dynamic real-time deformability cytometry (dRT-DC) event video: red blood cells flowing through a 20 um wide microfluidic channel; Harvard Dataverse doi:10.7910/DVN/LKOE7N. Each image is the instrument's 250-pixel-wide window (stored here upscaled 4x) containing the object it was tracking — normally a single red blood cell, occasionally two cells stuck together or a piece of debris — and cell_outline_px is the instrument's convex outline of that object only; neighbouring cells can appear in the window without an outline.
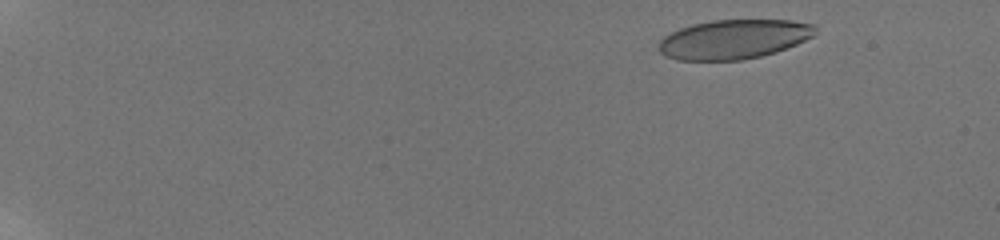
{"species": "human", "species_latin": "Homo sapiens", "temperature_condition": "room temperature", "stored_images_in_passage": 55, "camera_frame_rate_fps": 3000, "um_per_image_px": 0.085, "donor": {"sex": "male"}, "frame": {"image": 1, "passage_image": 5, "time_ms": 1.333, "image_size_px": [1000, 240], "cell_outline_px": [[816, 32], [812, 36], [796, 44], [776, 52], [760, 56], [740, 60], [676, 60], [664, 56], [656, 48], [656, 44], [664, 36], [680, 28], [692, 24], [712, 20], [792, 20], [816, 24]], "centroid_in_image_um": [62.33, 3.33], "position_along_channel_um": 22.7, "area_um2": 36.13}}
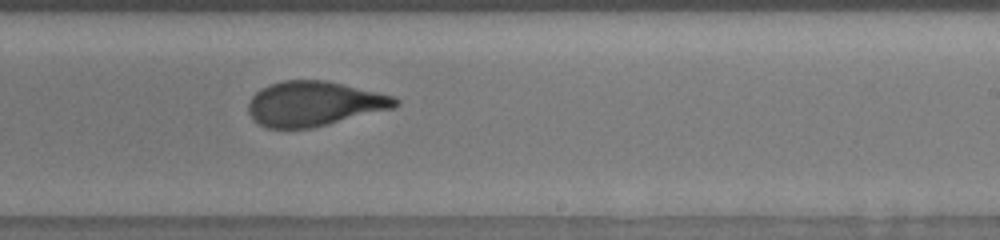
{"frame": {"image": 2, "passage_image": 37, "time_ms": 12.0, "image_size_px": [1000, 240], "cell_outline_px": [[400, 104], [392, 108], [312, 128], [268, 128], [252, 120], [248, 112], [248, 104], [252, 96], [260, 88], [268, 84], [284, 80], [324, 80], [376, 92], [392, 96], [400, 100]], "centroid_in_image_um": [26.64, 8.81], "position_along_channel_um": 262.4, "area_um2": 38.09}}
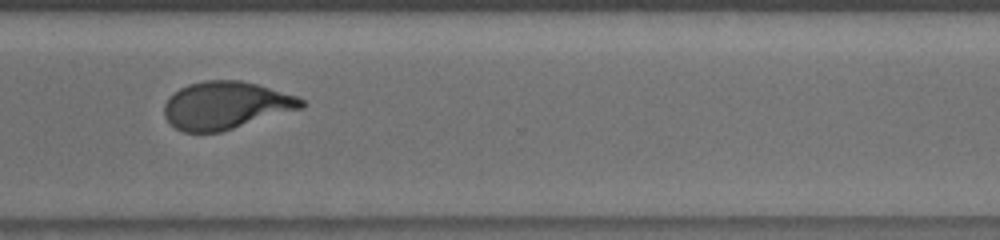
{"frame": {"image": 3, "passage_image": 44, "time_ms": 14.333, "image_size_px": [1000, 240], "cell_outline_px": [[304, 108], [220, 132], [184, 132], [176, 128], [164, 116], [164, 104], [168, 96], [180, 88], [188, 84], [204, 80], [240, 80], [256, 84], [296, 96], [304, 100]], "centroid_in_image_um": [19.18, 8.95], "position_along_channel_um": 351.4, "area_um2": 37.97}, "authors_computed_cell_mechanics": {"area_um2": 38.437, "velocity_mm_per_s": 3.8202, "shape_relaxation_time_tau1_ms": 6.446, "shape_relaxation_time_tau2_ms": 0.9069, "deformation_change_tau1": 0.2127, "deformation_change_tau2": 0.0727}}